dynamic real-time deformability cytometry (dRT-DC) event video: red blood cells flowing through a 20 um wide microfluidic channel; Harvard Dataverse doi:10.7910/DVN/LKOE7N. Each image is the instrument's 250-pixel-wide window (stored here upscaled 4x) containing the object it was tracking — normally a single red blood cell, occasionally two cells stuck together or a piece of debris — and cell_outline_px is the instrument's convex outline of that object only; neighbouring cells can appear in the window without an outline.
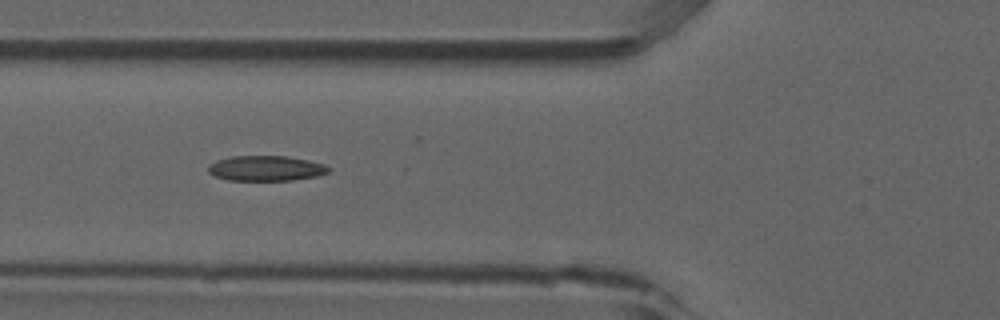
{"species": "common noctule bat (a hibernating species)", "species_latin": "Nyctalus noctula", "temperature_condition": "room temperature", "stored_images_in_passage": 7, "camera_frame_rate_fps": 3000, "um_per_image_px": 0.085, "animal": {"sex": "male", "forearm_length_mm": 52.5}, "frame": {"image": 1, "passage_image": 6, "time_ms": 1.667, "image_size_px": [1000, 320], "cell_outline_px": [[332, 168], [328, 172], [316, 176], [292, 180], [228, 180], [216, 176], [208, 172], [208, 164], [216, 160], [232, 156], [288, 156], [308, 160], [324, 164]], "centroid_in_image_um": [22.6, 14.3], "position_along_channel_um": 103.2, "area_um2": 17.69}}
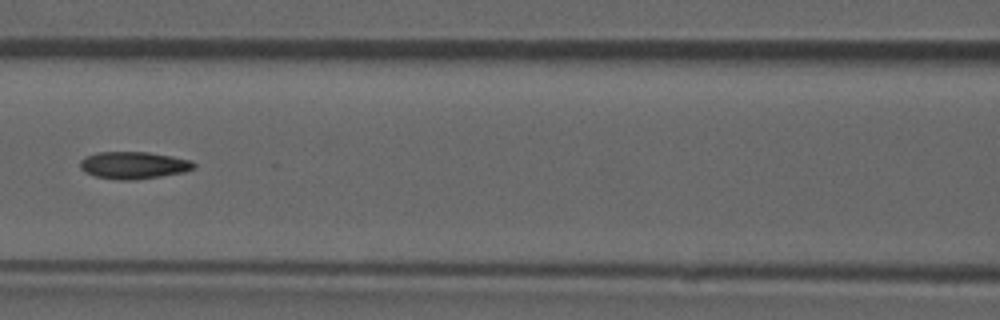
{"frame": {"image": 2, "passage_image": 7, "time_ms": 2.0, "image_size_px": [1000, 320], "cell_outline_px": [[196, 168], [184, 172], [136, 180], [116, 180], [96, 176], [84, 172], [80, 168], [80, 160], [84, 156], [96, 152], [148, 152], [172, 156], [192, 160], [196, 164]], "centroid_in_image_um": [11.35, 14.04], "position_along_channel_um": 155.2, "area_um2": 18.26}}